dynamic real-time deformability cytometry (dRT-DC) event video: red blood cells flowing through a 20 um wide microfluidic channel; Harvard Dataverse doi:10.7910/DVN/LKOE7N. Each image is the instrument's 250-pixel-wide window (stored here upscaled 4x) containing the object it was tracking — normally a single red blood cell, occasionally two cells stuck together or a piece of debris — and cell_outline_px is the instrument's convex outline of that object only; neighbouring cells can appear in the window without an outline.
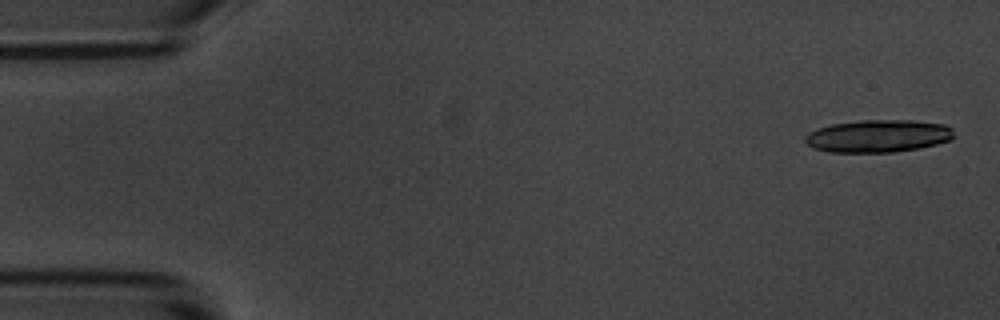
{"species": "common noctule bat (a hibernating species)", "species_latin": "Nyctalus noctula", "temperature_condition": "room temperature", "stored_images_in_passage": 6, "camera_frame_rate_fps": 3000, "um_per_image_px": 0.085, "animal": {"sex": "male", "body_mass_g": 20.1, "forearm_length_mm": 53.5}, "frame": {"image": 1, "passage_image": 1, "time_ms": 0.0, "image_size_px": [1000, 320], "cell_outline_px": [[952, 136], [948, 140], [936, 144], [920, 148], [896, 152], [828, 152], [816, 148], [808, 144], [804, 140], [804, 136], [808, 132], [816, 128], [832, 124], [860, 120], [912, 120], [944, 124], [952, 128]], "centroid_in_image_um": [74.61, 11.56], "position_along_channel_um": 10.4, "area_um2": 28.21}}
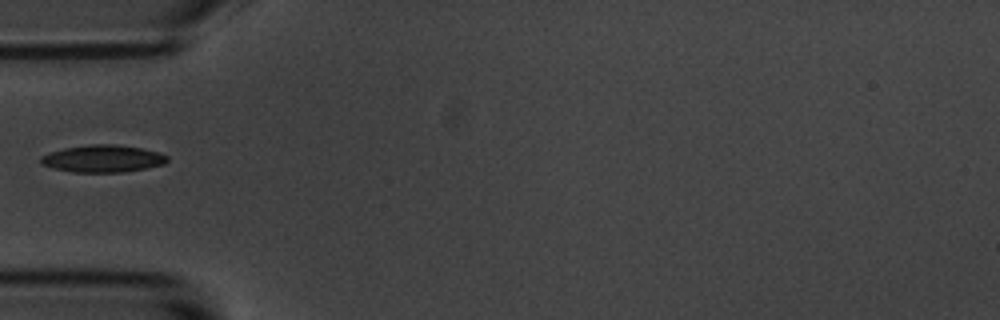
{"frame": {"image": 2, "passage_image": 6, "time_ms": 5.667, "image_size_px": [1000, 320], "cell_outline_px": [[168, 160], [164, 164], [144, 168], [120, 172], [72, 172], [52, 168], [40, 164], [40, 156], [64, 148], [92, 144], [116, 144], [140, 148], [160, 152], [168, 156]], "centroid_in_image_um": [8.72, 13.48], "position_along_channel_um": 76.3, "area_um2": 20.0}}